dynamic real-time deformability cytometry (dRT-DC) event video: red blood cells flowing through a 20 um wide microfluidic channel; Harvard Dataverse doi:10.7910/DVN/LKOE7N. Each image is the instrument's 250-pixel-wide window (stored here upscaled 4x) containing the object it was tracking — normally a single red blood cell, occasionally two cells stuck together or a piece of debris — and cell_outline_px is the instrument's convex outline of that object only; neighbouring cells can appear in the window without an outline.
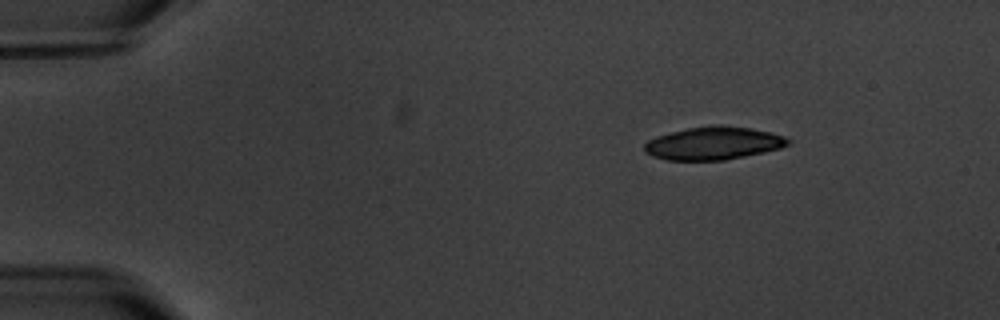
{"species": "common noctule bat (a hibernating species)", "species_latin": "Nyctalus noctula", "temperature_condition": "warm", "stored_images_in_passage": 4, "camera_frame_rate_fps": 3000, "um_per_image_px": 0.085, "animal": {"sex": "male", "body_mass_g": 20.1, "forearm_length_mm": 53.5}, "frame": {"image": 1, "passage_image": 1, "time_ms": 0.0, "image_size_px": [1000, 320], "cell_outline_px": [[792, 140], [788, 144], [780, 148], [764, 152], [724, 160], [668, 160], [652, 156], [644, 152], [644, 144], [648, 140], [656, 136], [688, 128], [712, 124], [720, 124], [752, 128], [784, 136]], "centroid_in_image_um": [60.63, 12.17], "position_along_channel_um": 24.4, "area_um2": 27.63}}